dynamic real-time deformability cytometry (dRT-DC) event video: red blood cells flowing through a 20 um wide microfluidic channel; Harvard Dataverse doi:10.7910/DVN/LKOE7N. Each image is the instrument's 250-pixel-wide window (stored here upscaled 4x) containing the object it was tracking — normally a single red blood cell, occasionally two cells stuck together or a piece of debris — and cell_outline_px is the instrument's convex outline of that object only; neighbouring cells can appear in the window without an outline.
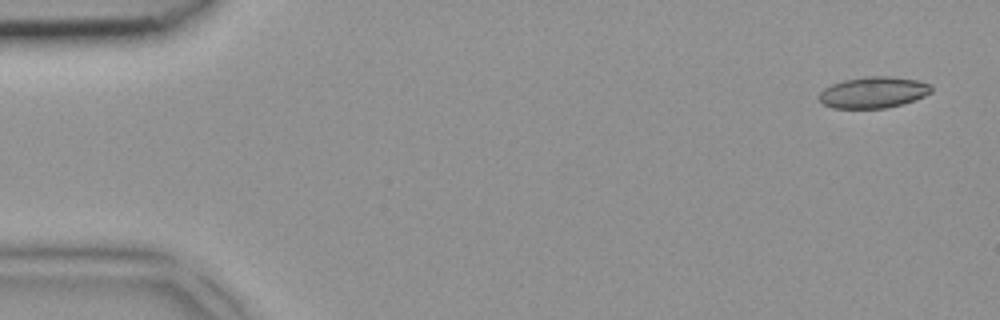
{"species": "common noctule bat (a hibernating species)", "species_latin": "Nyctalus noctula", "temperature_condition": "room temperature", "stored_images_in_passage": 4, "camera_frame_rate_fps": 3000, "um_per_image_px": 0.085, "animal": {"sex": "female", "body_mass_g": 18.4}, "frame": {"image": 1, "passage_image": 1, "time_ms": 0.0, "image_size_px": [1000, 320], "cell_outline_px": [[932, 92], [924, 96], [904, 104], [884, 108], [832, 108], [824, 104], [816, 96], [824, 88], [832, 84], [844, 80], [864, 76], [892, 76], [916, 80], [932, 84]], "centroid_in_image_um": [74.24, 7.85], "position_along_channel_um": 10.8, "area_um2": 20.63}}
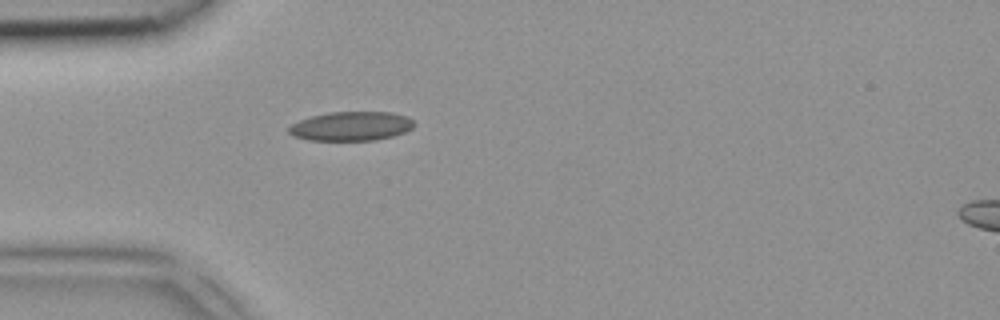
{"frame": {"image": 2, "passage_image": 4, "time_ms": 1.0, "image_size_px": [1000, 320], "cell_outline_px": [[416, 124], [412, 128], [404, 132], [392, 136], [376, 140], [308, 140], [292, 136], [288, 132], [288, 128], [292, 124], [300, 120], [312, 116], [328, 112], [392, 112], [408, 116]], "centroid_in_image_um": [29.85, 10.72], "position_along_channel_um": 55.1, "area_um2": 21.33}}